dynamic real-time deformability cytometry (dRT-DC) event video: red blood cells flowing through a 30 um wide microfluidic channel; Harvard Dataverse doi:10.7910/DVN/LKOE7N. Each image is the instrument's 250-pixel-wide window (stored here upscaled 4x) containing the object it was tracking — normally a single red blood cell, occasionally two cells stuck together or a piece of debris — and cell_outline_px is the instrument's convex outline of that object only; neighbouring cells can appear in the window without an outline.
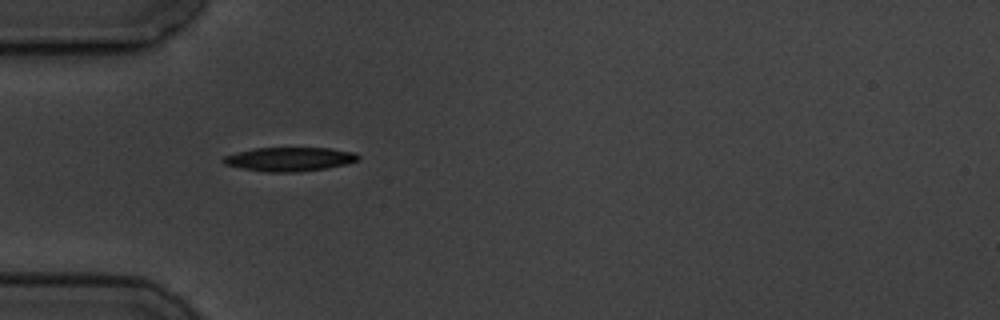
{"species": "common noctule bat (a hibernating species)", "species_latin": "Nyctalus noctula", "temperature_condition": "cold", "stored_images_in_passage": 4, "camera_frame_rate_fps": 3000, "um_per_image_px": 0.085, "animal": {"sex": "male", "body_mass_g": 19.5, "forearm_length_mm": 54.6}, "frame": {"image": 1, "passage_image": 2, "time_ms": 1.0, "image_size_px": [1000, 320], "cell_outline_px": [[360, 160], [344, 164], [324, 168], [296, 172], [268, 172], [244, 168], [224, 164], [220, 160], [224, 156], [236, 152], [256, 148], [332, 148], [356, 152], [360, 156]], "centroid_in_image_um": [24.62, 13.52], "position_along_channel_um": 60.4, "area_um2": 18.73}}
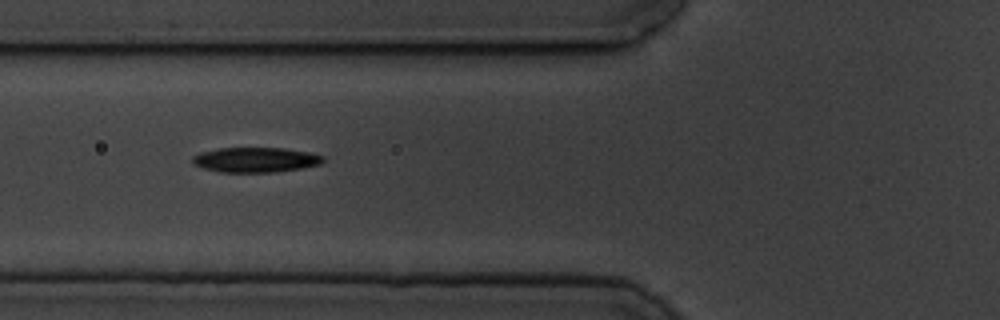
{"frame": {"image": 2, "passage_image": 3, "time_ms": 2.333, "image_size_px": [1000, 320], "cell_outline_px": [[324, 160], [320, 164], [300, 168], [276, 172], [220, 172], [204, 168], [192, 164], [192, 156], [200, 152], [220, 148], [284, 148], [308, 152], [324, 156]], "centroid_in_image_um": [21.69, 13.58], "position_along_channel_um": 104.1, "area_um2": 18.96}}
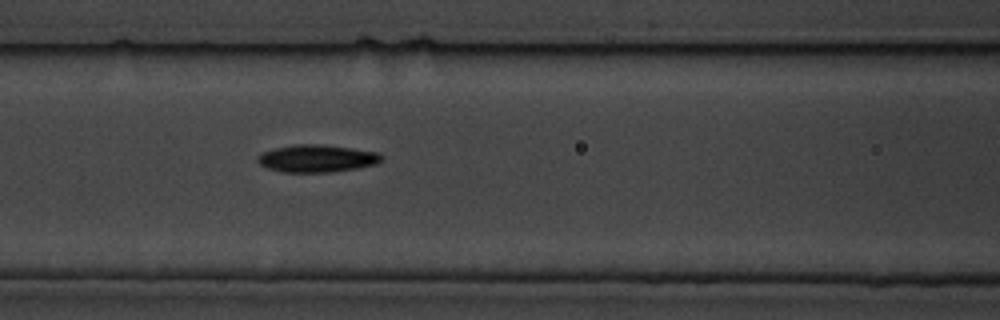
{"frame": {"image": 3, "passage_image": 4, "time_ms": 3.333, "image_size_px": [1000, 320], "cell_outline_px": [[384, 156], [376, 164], [356, 168], [332, 172], [280, 172], [268, 168], [260, 164], [256, 160], [264, 152], [276, 148], [292, 144], [324, 144], [380, 152]], "centroid_in_image_um": [26.97, 13.46], "position_along_channel_um": 139.6, "area_um2": 19.83}}